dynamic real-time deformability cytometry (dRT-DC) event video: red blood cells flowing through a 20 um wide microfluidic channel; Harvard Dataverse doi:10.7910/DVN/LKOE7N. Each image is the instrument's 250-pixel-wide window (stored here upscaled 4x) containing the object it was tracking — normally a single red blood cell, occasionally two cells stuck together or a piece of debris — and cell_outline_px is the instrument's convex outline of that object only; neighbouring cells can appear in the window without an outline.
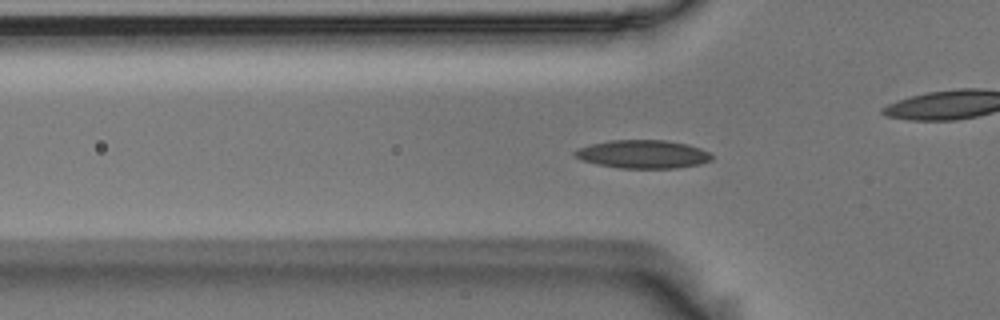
{"species": "Egyptian fruit bat (a non-hibernating species)", "species_latin": "Rousettus aegyptiacus", "temperature_condition": "room temperature", "stored_images_in_passage": 56, "camera_frame_rate_fps": 3000, "um_per_image_px": 0.085, "animal": {"sex": "male"}, "frame": {"image": 1, "passage_image": 17, "time_ms": 5.333, "image_size_px": [1000, 320], "cell_outline_px": [[712, 160], [700, 164], [676, 168], [620, 168], [596, 164], [580, 160], [572, 152], [580, 148], [592, 144], [612, 140], [664, 140], [688, 144], [700, 148], [708, 152], [712, 156]], "centroid_in_image_um": [54.66, 13.11], "position_along_channel_um": 71.1, "area_um2": 22.48}}
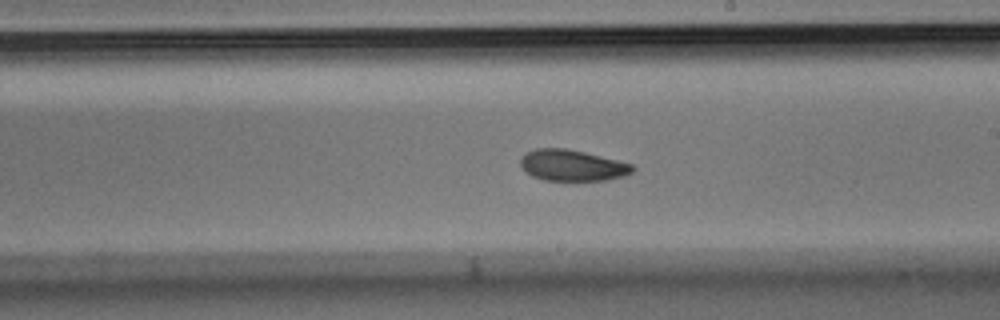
{"frame": {"image": 2, "passage_image": 31, "time_ms": 10.0, "image_size_px": [1000, 320], "cell_outline_px": [[636, 168], [632, 172], [624, 176], [608, 180], [544, 180], [532, 176], [520, 164], [520, 160], [524, 152], [536, 148], [564, 148], [584, 152], [632, 164]], "centroid_in_image_um": [48.64, 14.05], "position_along_channel_um": 240.4, "area_um2": 20.23}}
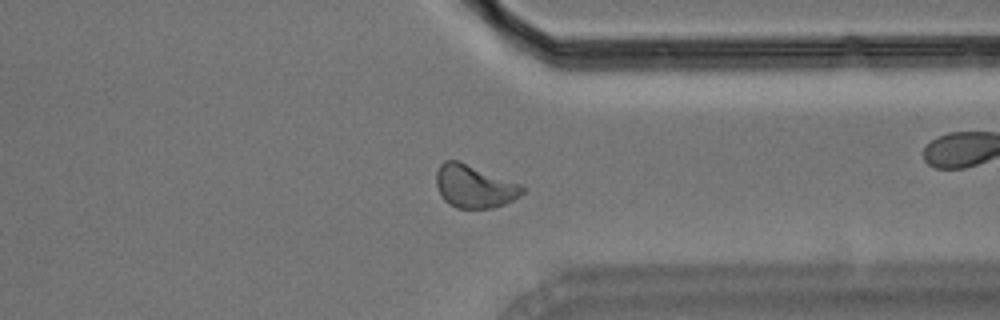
{"frame": {"image": 3, "passage_image": 42, "time_ms": 13.667, "image_size_px": [1000, 320], "cell_outline_px": [[524, 192], [520, 196], [504, 204], [492, 208], [456, 208], [448, 204], [444, 200], [436, 184], [436, 172], [440, 164], [444, 160], [456, 160], [520, 184], [524, 188]], "centroid_in_image_um": [40.29, 15.85], "position_along_channel_um": 371.1, "area_um2": 21.21}, "authors_computed_cell_mechanics": {"area_um2": 20.8369, "velocity_mm_per_s": 3.6071, "shape_relaxation_time_tau1_ms": 5.426, "shape_relaxation_time_tau2_ms": 4.8857, "deformation_change_tau1": 0.1287, "deformation_change_tau2": 0.098}}